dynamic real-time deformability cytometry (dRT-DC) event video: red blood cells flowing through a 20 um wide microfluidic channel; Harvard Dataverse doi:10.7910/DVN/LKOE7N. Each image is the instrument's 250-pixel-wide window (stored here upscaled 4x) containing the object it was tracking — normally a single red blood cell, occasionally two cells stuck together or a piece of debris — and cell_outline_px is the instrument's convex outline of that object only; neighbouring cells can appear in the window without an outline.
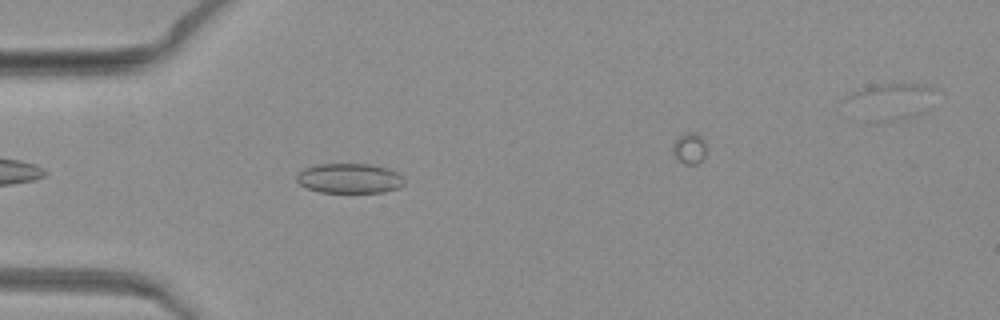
{"species": "common noctule bat (a hibernating species)", "species_latin": "Nyctalus noctula", "temperature_condition": "warm", "stored_images_in_passage": 35, "camera_frame_rate_fps": 3000, "um_per_image_px": 0.085, "animal": {"sex": "female", "body_mass_g": 19.3, "forearm_length_mm": 54.1}, "frame": {"image": 1, "passage_image": 5, "time_ms": 1.333, "image_size_px": [1000, 320], "cell_outline_px": [[404, 184], [396, 188], [384, 192], [320, 192], [308, 188], [300, 184], [296, 180], [296, 176], [304, 168], [316, 164], [368, 164], [388, 168], [404, 176]], "centroid_in_image_um": [29.71, 15.15], "position_along_channel_um": 55.3, "area_um2": 18.67}}
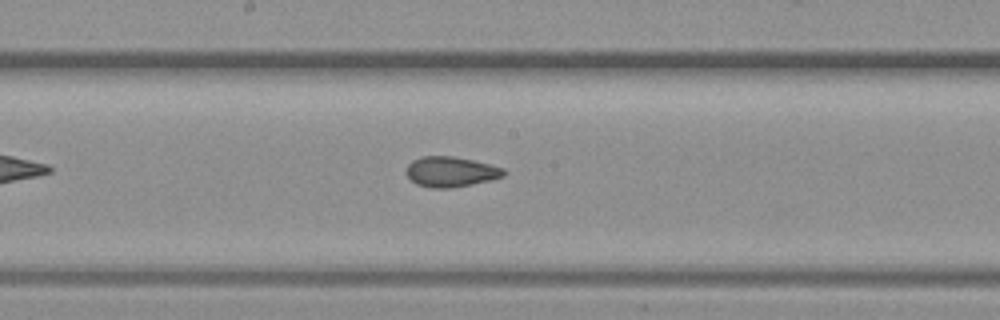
{"frame": {"image": 2, "passage_image": 17, "time_ms": 5.333, "image_size_px": [1000, 320], "cell_outline_px": [[508, 172], [504, 176], [492, 180], [452, 188], [432, 188], [416, 184], [408, 176], [408, 164], [412, 160], [420, 156], [452, 156], [472, 160], [504, 168]], "centroid_in_image_um": [38.35, 14.6], "position_along_channel_um": 209.8, "area_um2": 17.17}}
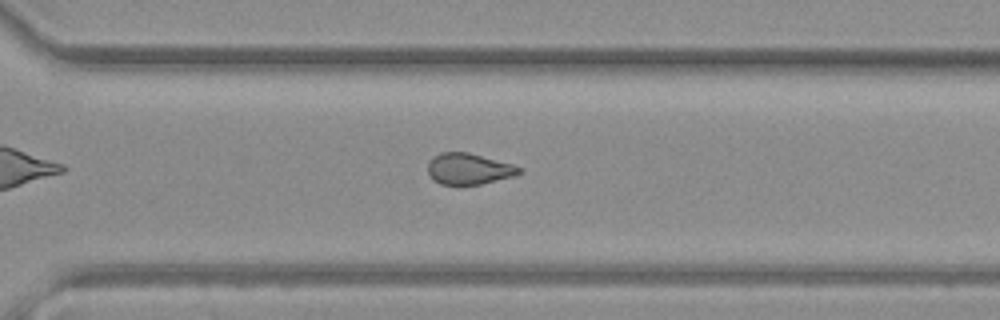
{"frame": {"image": 3, "passage_image": 26, "time_ms": 8.333, "image_size_px": [1000, 320], "cell_outline_px": [[520, 172], [512, 176], [480, 184], [460, 188], [440, 184], [428, 172], [428, 164], [440, 152], [468, 152], [512, 164], [520, 168]], "centroid_in_image_um": [39.81, 14.39], "position_along_channel_um": 330.8, "area_um2": 16.59}}